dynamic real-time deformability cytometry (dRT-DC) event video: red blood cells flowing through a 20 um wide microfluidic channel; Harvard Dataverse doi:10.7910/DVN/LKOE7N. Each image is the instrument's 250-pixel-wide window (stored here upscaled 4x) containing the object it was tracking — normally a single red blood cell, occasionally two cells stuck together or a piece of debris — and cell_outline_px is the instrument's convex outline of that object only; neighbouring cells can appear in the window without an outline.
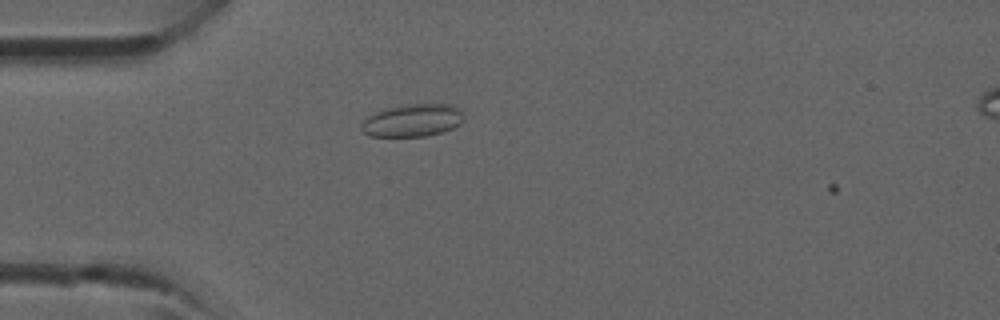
{"species": "common noctule bat (a hibernating species)", "species_latin": "Nyctalus noctula", "temperature_condition": "room temperature", "stored_images_in_passage": 3, "camera_frame_rate_fps": 3000, "um_per_image_px": 0.085, "animal": {"sex": "male", "forearm_length_mm": 52.5}, "frame": {"image": 1, "passage_image": 2, "time_ms": 0.333, "image_size_px": [1000, 320], "cell_outline_px": [[464, 120], [460, 124], [452, 128], [440, 132], [424, 136], [372, 136], [364, 132], [360, 128], [360, 124], [372, 112], [388, 108], [408, 104], [456, 104], [464, 112]], "centroid_in_image_um": [35.1, 10.21], "position_along_channel_um": 49.9, "area_um2": 19.59}}